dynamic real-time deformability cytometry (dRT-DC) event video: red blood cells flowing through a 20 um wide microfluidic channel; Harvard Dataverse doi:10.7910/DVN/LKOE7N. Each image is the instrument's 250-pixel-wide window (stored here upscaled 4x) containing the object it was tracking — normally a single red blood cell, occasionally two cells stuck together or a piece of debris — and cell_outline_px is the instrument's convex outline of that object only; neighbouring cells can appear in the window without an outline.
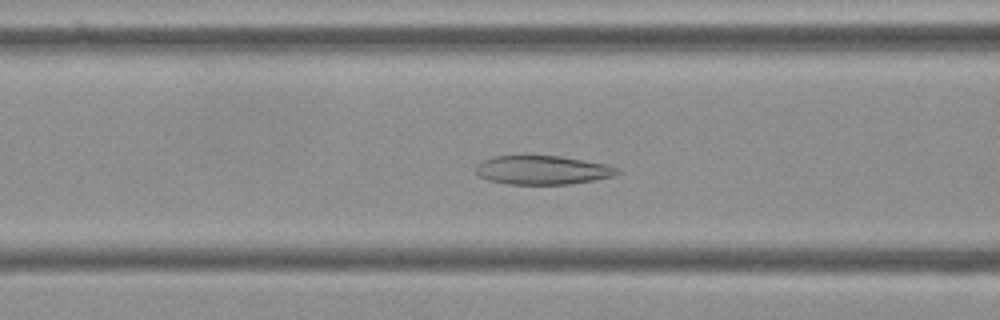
{"species": "Egyptian fruit bat (a non-hibernating species)", "species_latin": "Rousettus aegyptiacus", "temperature_condition": "cold", "stored_images_in_passage": 51, "camera_frame_rate_fps": 3000, "um_per_image_px": 0.085, "frame": {"image": 1, "passage_image": 22, "time_ms": 7.0, "image_size_px": [1000, 320], "cell_outline_px": [[620, 172], [616, 176], [568, 184], [508, 184], [488, 180], [480, 176], [476, 172], [476, 164], [492, 156], [560, 156], [608, 164], [620, 168]], "centroid_in_image_um": [46.14, 14.45], "position_along_channel_um": 120.5, "area_um2": 23.81}}
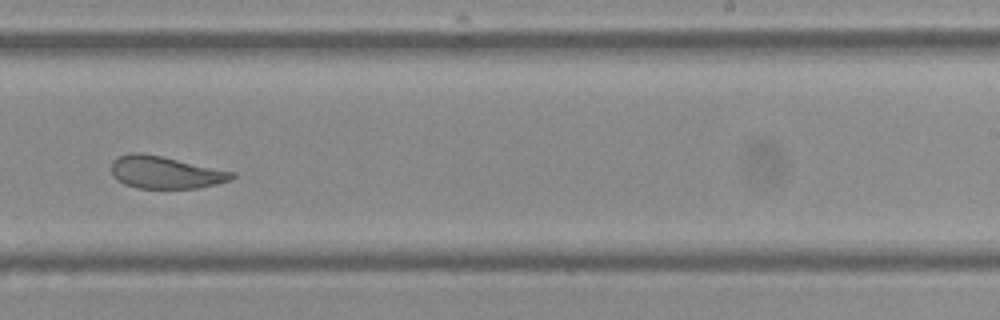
{"frame": {"image": 2, "passage_image": 35, "time_ms": 11.333, "image_size_px": [1000, 320], "cell_outline_px": [[236, 176], [228, 180], [216, 184], [200, 188], [136, 188], [124, 184], [116, 180], [112, 176], [112, 160], [116, 156], [128, 152], [140, 152], [160, 156], [236, 172]], "centroid_in_image_um": [14.01, 14.65], "position_along_channel_um": 275.0, "area_um2": 22.89}}
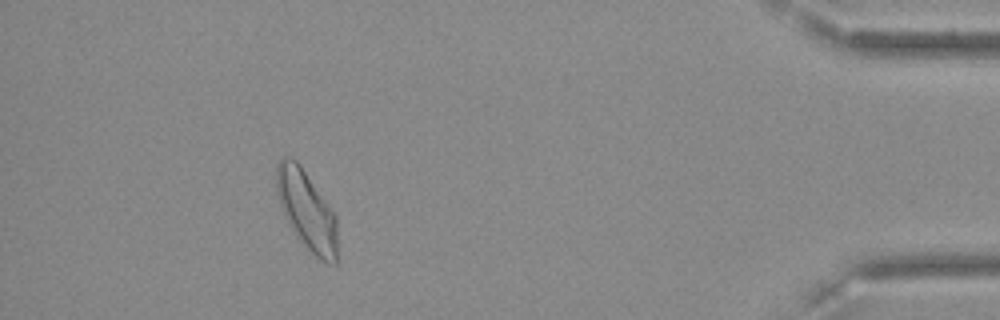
{"frame": {"image": 3, "passage_image": 51, "time_ms": 16.667, "image_size_px": [1000, 320], "cell_outline_px": [[336, 264], [328, 264], [320, 260], [296, 236], [284, 216], [280, 204], [276, 188], [276, 164], [280, 156], [292, 156], [300, 164], [328, 204], [336, 216]], "centroid_in_image_um": [26.03, 17.82], "position_along_channel_um": 409.2, "area_um2": 27.98}, "authors_computed_cell_mechanics": {"area_um2": 25.6054, "velocity_mm_per_s": 3.5683, "shape_relaxation_time_tau1_ms": null, "shape_relaxation_time_tau2_ms": 2.1426, "deformation_change_tau1": null, "deformation_change_tau2": 0.0774}}